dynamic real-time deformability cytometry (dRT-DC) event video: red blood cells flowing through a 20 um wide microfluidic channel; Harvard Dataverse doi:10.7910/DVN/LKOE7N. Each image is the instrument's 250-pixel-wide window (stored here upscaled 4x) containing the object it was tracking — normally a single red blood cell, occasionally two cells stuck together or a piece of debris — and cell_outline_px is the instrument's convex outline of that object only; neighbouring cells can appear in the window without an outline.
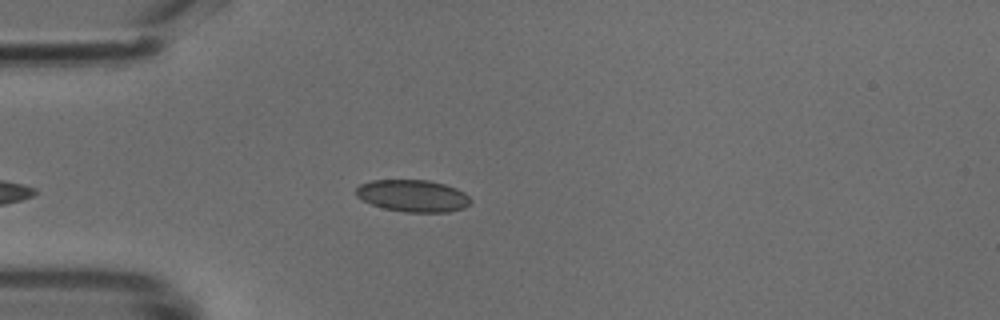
{"species": "common noctule bat (a hibernating species)", "species_latin": "Nyctalus noctula", "temperature_condition": "cold", "stored_images_in_passage": 16, "camera_frame_rate_fps": 3000, "um_per_image_px": 0.085, "animal": {"sex": "male", "body_mass_g": 18.8}, "frame": {"image": 1, "passage_image": 3, "time_ms": 0.667, "image_size_px": [1000, 320], "cell_outline_px": [[472, 200], [464, 208], [448, 212], [404, 212], [384, 208], [372, 204], [356, 196], [356, 188], [360, 184], [372, 180], [428, 180], [444, 184], [456, 188], [464, 192]], "centroid_in_image_um": [35.1, 16.64], "position_along_channel_um": 49.9, "area_um2": 21.33}}
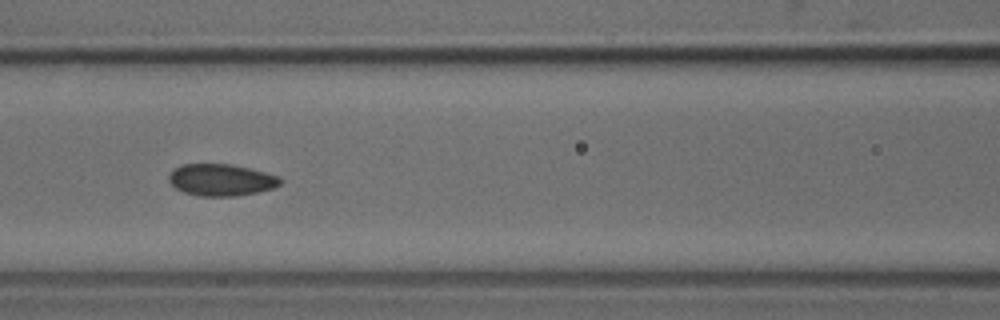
{"frame": {"image": 2, "passage_image": 11, "time_ms": 3.333, "image_size_px": [1000, 320], "cell_outline_px": [[284, 180], [280, 184], [272, 188], [256, 192], [236, 196], [196, 196], [184, 192], [176, 188], [168, 180], [168, 176], [180, 164], [232, 164], [280, 176]], "centroid_in_image_um": [18.8, 15.29], "position_along_channel_um": 147.8, "area_um2": 20.63}}
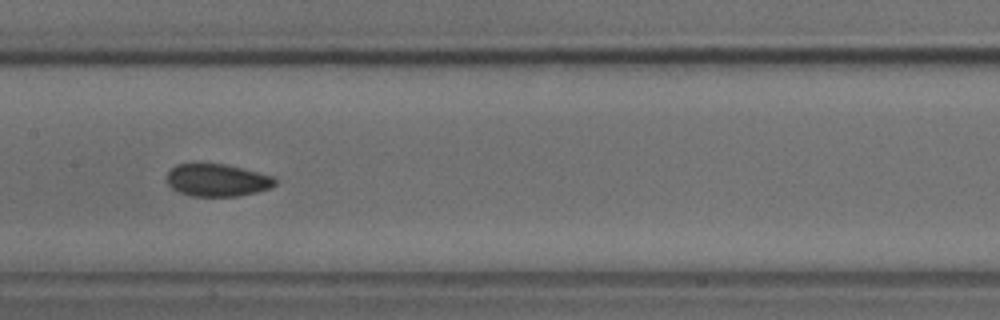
{"frame": {"image": 3, "passage_image": 14, "time_ms": 4.333, "image_size_px": [1000, 320], "cell_outline_px": [[276, 184], [268, 188], [256, 192], [236, 196], [192, 196], [180, 192], [172, 188], [164, 180], [168, 172], [176, 164], [224, 164], [272, 176], [276, 180]], "centroid_in_image_um": [18.41, 15.32], "position_along_channel_um": 189.0, "area_um2": 20.23}}